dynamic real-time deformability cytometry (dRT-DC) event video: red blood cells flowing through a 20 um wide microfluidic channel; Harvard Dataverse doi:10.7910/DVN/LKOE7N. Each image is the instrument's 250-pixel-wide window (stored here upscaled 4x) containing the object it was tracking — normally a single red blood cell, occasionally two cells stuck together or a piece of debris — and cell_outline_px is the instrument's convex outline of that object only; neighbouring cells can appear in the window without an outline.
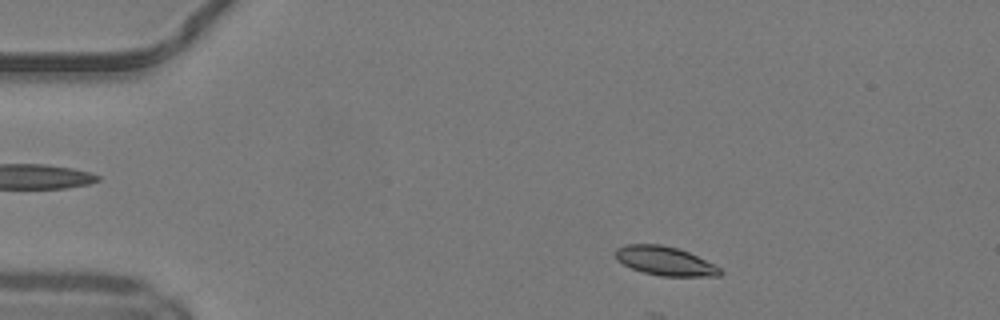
{"species": "common noctule bat (a hibernating species)", "species_latin": "Nyctalus noctula", "temperature_condition": "warm", "stored_images_in_passage": 38, "camera_frame_rate_fps": 3000, "um_per_image_px": 0.085, "animal": {"sex": "male", "body_mass_g": 19.2, "forearm_length_mm": 51.8}, "frame": {"image": 1, "passage_image": 5, "time_ms": 1.333, "image_size_px": [1000, 320], "cell_outline_px": [[724, 272], [720, 276], [660, 276], [644, 272], [632, 268], [616, 260], [616, 248], [628, 244], [660, 244], [676, 248], [688, 252], [720, 268]], "centroid_in_image_um": [56.51, 22.19], "position_along_channel_um": 28.5, "area_um2": 17.4}}
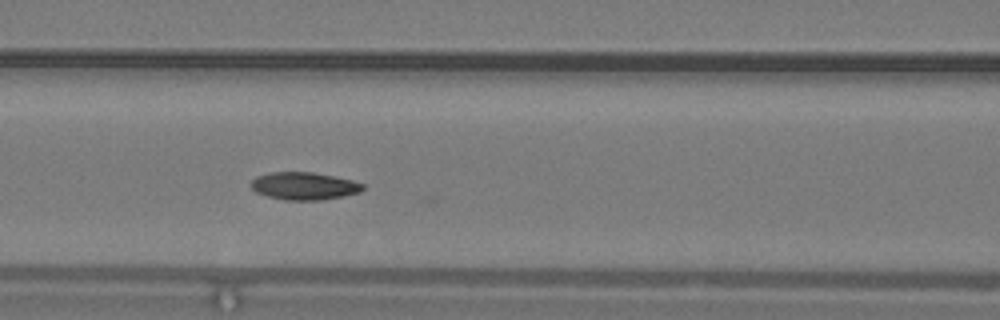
{"frame": {"image": 2, "passage_image": 18, "time_ms": 5.667, "image_size_px": [1000, 320], "cell_outline_px": [[364, 188], [360, 192], [320, 200], [284, 200], [268, 196], [256, 192], [252, 188], [252, 180], [256, 176], [268, 172], [312, 172], [352, 180], [364, 184]], "centroid_in_image_um": [25.83, 15.8], "position_along_channel_um": 140.8, "area_um2": 17.8}}
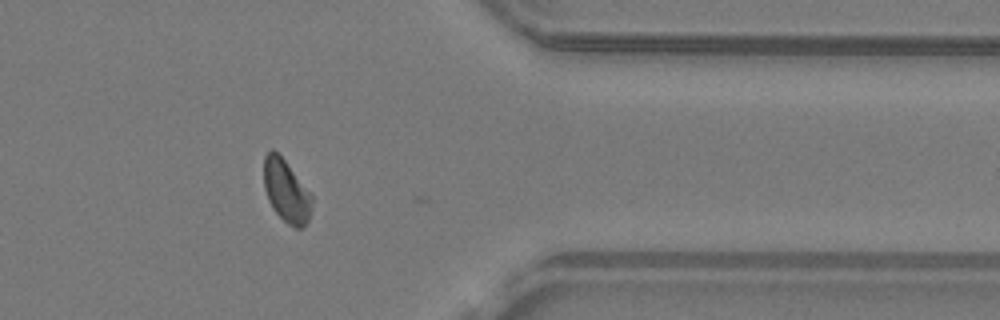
{"frame": {"image": 3, "passage_image": 37, "time_ms": 12.0, "image_size_px": [1000, 320], "cell_outline_px": [[312, 208], [308, 220], [300, 228], [296, 228], [288, 224], [272, 208], [268, 200], [264, 188], [264, 156], [272, 148], [284, 160], [312, 192]], "centroid_in_image_um": [24.34, 16.23], "position_along_channel_um": 387.1, "area_um2": 17.51}}